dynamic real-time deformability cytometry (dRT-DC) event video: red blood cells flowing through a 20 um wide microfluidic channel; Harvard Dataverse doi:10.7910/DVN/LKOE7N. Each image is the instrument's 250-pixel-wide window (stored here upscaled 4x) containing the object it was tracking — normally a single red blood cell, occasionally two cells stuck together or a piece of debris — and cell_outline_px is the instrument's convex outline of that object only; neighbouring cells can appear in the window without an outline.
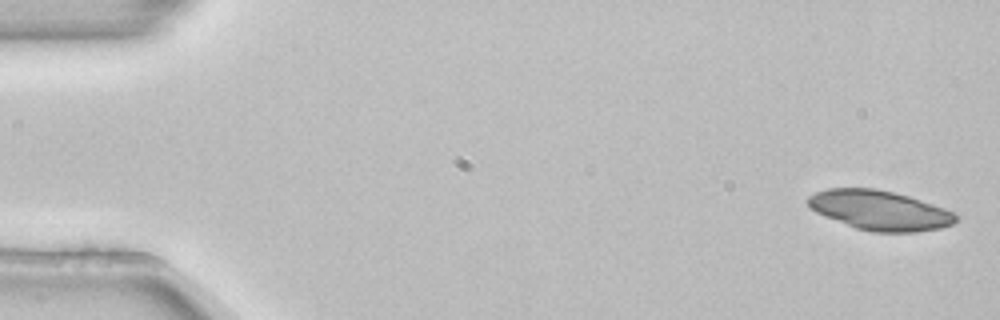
{"species": "common noctule bat (a hibernating species)", "species_latin": "Nyctalus noctula", "temperature_condition": "room temperature", "stored_images_in_passage": 5, "camera_frame_rate_fps": 3000, "um_per_image_px": 0.085, "animal": {"sex": "female", "body_mass_g": 22.7, "forearm_length_mm": 54.2}, "frame": {"image": 1, "passage_image": 1, "time_ms": 0.0, "image_size_px": [1000, 320], "cell_outline_px": [[960, 216], [952, 224], [940, 228], [916, 232], [872, 232], [856, 228], [824, 216], [816, 212], [808, 204], [808, 196], [816, 192], [828, 188], [876, 188], [908, 196], [956, 212]], "centroid_in_image_um": [74.79, 17.88], "position_along_channel_um": 10.2, "area_um2": 34.04}}